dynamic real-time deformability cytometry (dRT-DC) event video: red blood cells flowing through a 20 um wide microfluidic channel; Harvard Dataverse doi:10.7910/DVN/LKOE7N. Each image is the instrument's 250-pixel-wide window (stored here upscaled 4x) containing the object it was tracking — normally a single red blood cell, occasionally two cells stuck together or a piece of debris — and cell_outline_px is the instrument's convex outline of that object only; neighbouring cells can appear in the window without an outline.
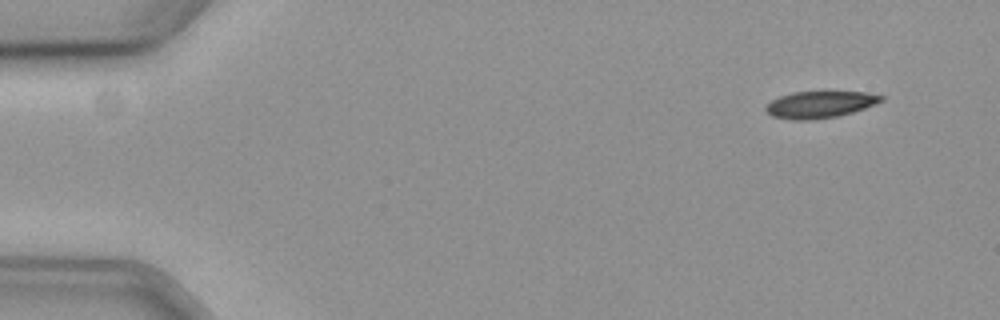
{"species": "common noctule bat (a hibernating species)", "species_latin": "Nyctalus noctula", "temperature_condition": "cold", "stored_images_in_passage": 14, "camera_frame_rate_fps": 3000, "um_per_image_px": 0.085, "animal": {"sex": "female", "body_mass_g": 19.3, "forearm_length_mm": 54.1}, "frame": {"image": 1, "passage_image": 1, "time_ms": 0.0, "image_size_px": [1000, 320], "cell_outline_px": [[884, 100], [864, 108], [852, 112], [836, 116], [808, 120], [796, 120], [772, 116], [764, 108], [772, 100], [780, 96], [792, 92], [824, 88], [864, 92], [884, 96]], "centroid_in_image_um": [69.72, 8.81], "position_along_channel_um": 15.3, "area_um2": 18.73}}
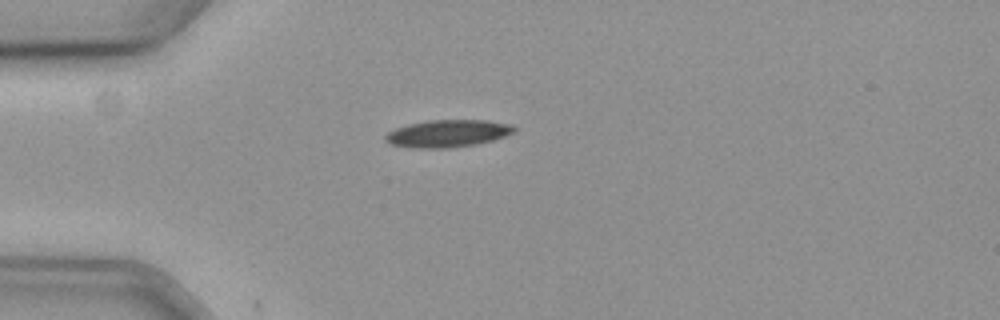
{"frame": {"image": 2, "passage_image": 12, "time_ms": 3.667, "image_size_px": [1000, 320], "cell_outline_px": [[516, 128], [512, 132], [504, 136], [492, 140], [472, 144], [440, 148], [412, 148], [392, 144], [384, 140], [384, 136], [388, 132], [396, 128], [408, 124], [428, 120], [488, 120], [508, 124]], "centroid_in_image_um": [37.99, 11.33], "position_along_channel_um": 47.0, "area_um2": 20.11}}